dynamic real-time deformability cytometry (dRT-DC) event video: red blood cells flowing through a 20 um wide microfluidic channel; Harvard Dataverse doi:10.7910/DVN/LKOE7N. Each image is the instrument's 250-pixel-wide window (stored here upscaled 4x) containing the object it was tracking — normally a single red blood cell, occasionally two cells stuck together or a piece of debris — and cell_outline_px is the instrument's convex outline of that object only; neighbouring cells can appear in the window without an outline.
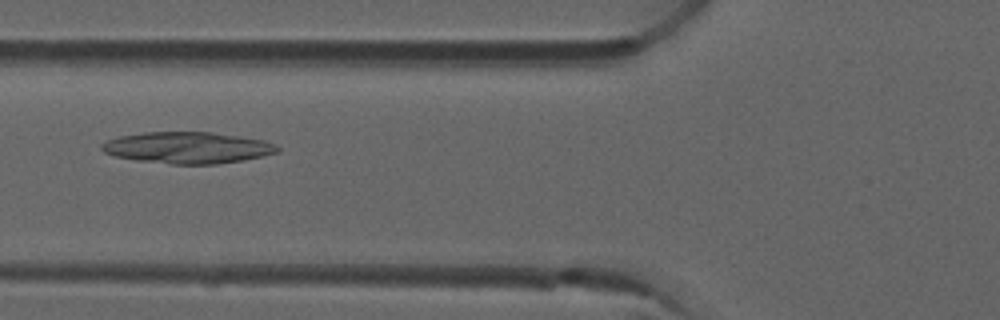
{"species": "common noctule bat (a hibernating species)", "species_latin": "Nyctalus noctula", "temperature_condition": "room temperature", "stored_images_in_passage": 38, "camera_frame_rate_fps": 3000, "um_per_image_px": 0.085, "animal": {"sex": "male", "forearm_length_mm": 52.5}, "frame": {"image": 1, "passage_image": 6, "time_ms": 1.667, "image_size_px": [1000, 320], "cell_outline_px": [[280, 152], [244, 160], [216, 164], [172, 164], [136, 160], [116, 156], [104, 152], [100, 148], [100, 144], [108, 140], [120, 136], [144, 132], [212, 132], [264, 140], [276, 144], [280, 148]], "centroid_in_image_um": [15.97, 12.55], "position_along_channel_um": 109.8, "area_um2": 32.25}}
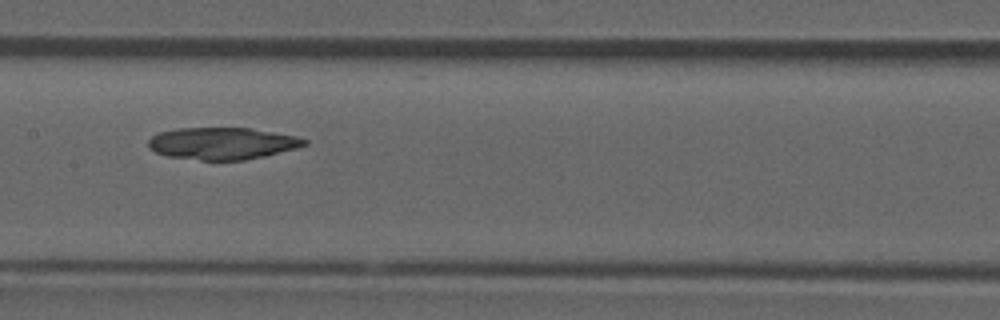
{"frame": {"image": 2, "passage_image": 12, "time_ms": 3.667, "image_size_px": [1000, 320], "cell_outline_px": [[308, 144], [296, 148], [264, 156], [244, 160], [200, 160], [168, 156], [156, 152], [148, 148], [148, 140], [152, 136], [160, 132], [176, 128], [252, 128], [296, 136], [308, 140]], "centroid_in_image_um": [18.89, 12.18], "position_along_channel_um": 188.5, "area_um2": 29.07}}
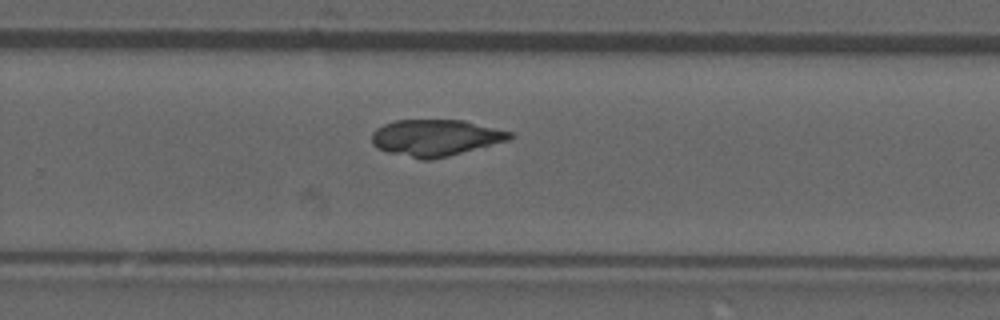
{"frame": {"image": 3, "passage_image": 20, "time_ms": 6.333, "image_size_px": [1000, 320], "cell_outline_px": [[516, 136], [508, 140], [448, 156], [432, 160], [420, 160], [388, 152], [376, 148], [372, 144], [372, 132], [376, 128], [384, 124], [396, 120], [464, 120], [512, 132]], "centroid_in_image_um": [37.0, 11.71], "position_along_channel_um": 292.8, "area_um2": 29.42}, "authors_computed_cell_mechanics": {"area_um2": 29.478, "velocity_mm_per_s": 3.9244, "shape_relaxation_time_tau1_ms": null, "shape_relaxation_time_tau2_ms": 3.2767, "deformation_change_tau1": null, "deformation_change_tau2": 0.0566}}